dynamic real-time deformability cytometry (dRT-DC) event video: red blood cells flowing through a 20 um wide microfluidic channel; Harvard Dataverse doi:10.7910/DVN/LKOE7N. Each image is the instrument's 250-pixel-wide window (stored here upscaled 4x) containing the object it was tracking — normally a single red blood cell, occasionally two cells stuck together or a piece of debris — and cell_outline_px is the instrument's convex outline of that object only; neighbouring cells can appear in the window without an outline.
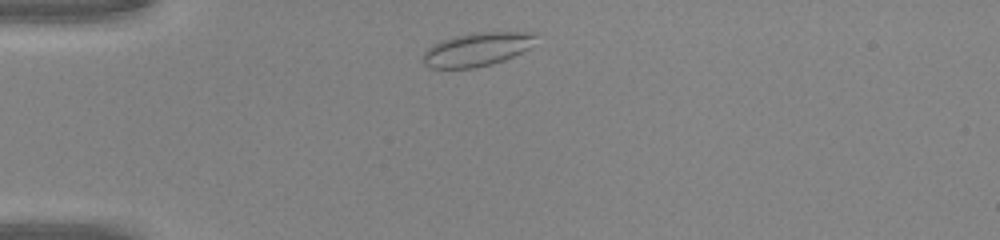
{"species": "common noctule bat (a hibernating species)", "species_latin": "Nyctalus noctula", "temperature_condition": "warm", "stored_images_in_passage": 30, "camera_frame_rate_fps": 3000, "um_per_image_px": 0.085, "animal": {"sex": "male", "body_mass_g": 20.0, "forearm_length_mm": 53.3}, "frame": {"image": 1, "passage_image": 1, "time_ms": 0.0, "image_size_px": [1000, 240], "cell_outline_px": [[540, 32], [528, 48], [504, 60], [492, 64], [472, 68], [428, 68], [420, 60], [424, 52], [432, 44], [452, 36], [476, 32]], "centroid_in_image_um": [40.49, 4.19], "position_along_channel_um": 44.5, "area_um2": 22.2}}
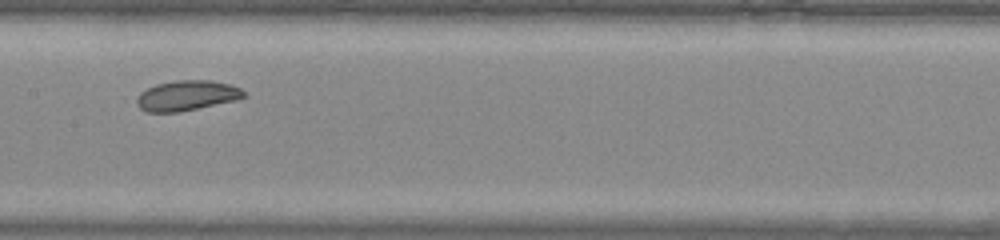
{"frame": {"image": 2, "passage_image": 13, "time_ms": 4.0, "image_size_px": [1000, 240], "cell_outline_px": [[244, 96], [236, 100], [180, 112], [148, 112], [140, 108], [136, 104], [136, 96], [140, 92], [156, 84], [176, 80], [212, 80], [228, 84], [240, 88], [244, 92]], "centroid_in_image_um": [15.84, 8.12], "position_along_channel_um": 191.6, "area_um2": 18.79}}
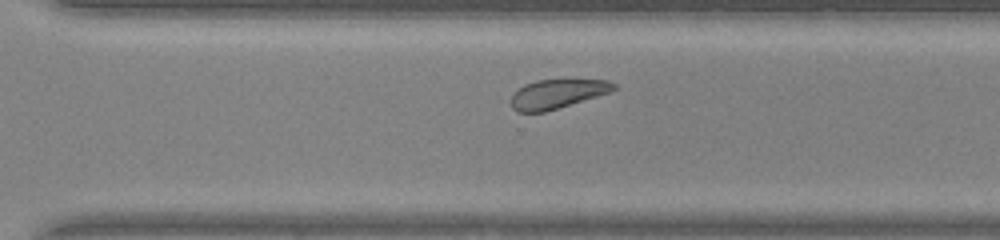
{"frame": {"image": 3, "passage_image": 22, "time_ms": 7.0, "image_size_px": [1000, 240], "cell_outline_px": [[616, 88], [612, 92], [544, 112], [516, 112], [512, 108], [512, 92], [524, 84], [536, 80], [608, 80], [616, 84]], "centroid_in_image_um": [47.35, 7.98], "position_along_channel_um": 323.2, "area_um2": 17.46}}